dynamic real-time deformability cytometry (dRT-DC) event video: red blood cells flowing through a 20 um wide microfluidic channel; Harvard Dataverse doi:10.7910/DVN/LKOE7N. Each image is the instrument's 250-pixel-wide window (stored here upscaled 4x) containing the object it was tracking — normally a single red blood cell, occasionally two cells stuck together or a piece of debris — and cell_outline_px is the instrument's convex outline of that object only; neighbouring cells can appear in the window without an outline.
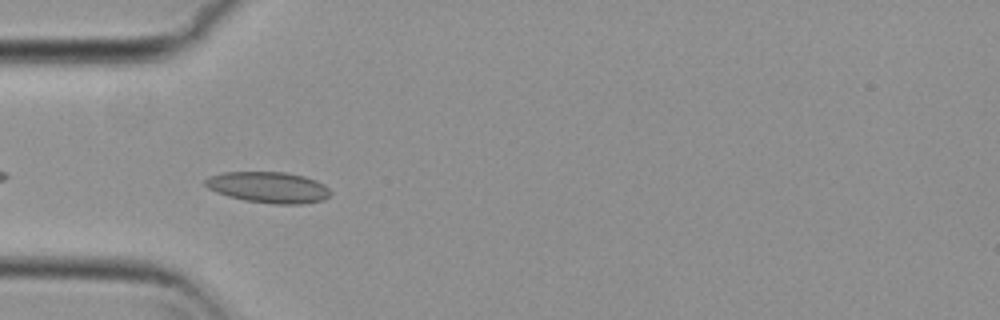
{"species": "common noctule bat (a hibernating species)", "species_latin": "Nyctalus noctula", "temperature_condition": "cold", "stored_images_in_passage": 41, "camera_frame_rate_fps": 3000, "um_per_image_px": 0.085, "animal": {"sex": "female", "body_mass_g": 29.2, "forearm_length_mm": 56.3}, "frame": {"image": 1, "passage_image": 3, "time_ms": 0.667, "image_size_px": [1000, 320], "cell_outline_px": [[332, 192], [324, 200], [300, 204], [276, 204], [244, 200], [228, 196], [216, 192], [208, 188], [204, 184], [204, 180], [208, 176], [224, 172], [284, 172], [304, 176], [316, 180], [324, 184]], "centroid_in_image_um": [22.81, 15.92], "position_along_channel_um": 62.2, "area_um2": 22.72}}
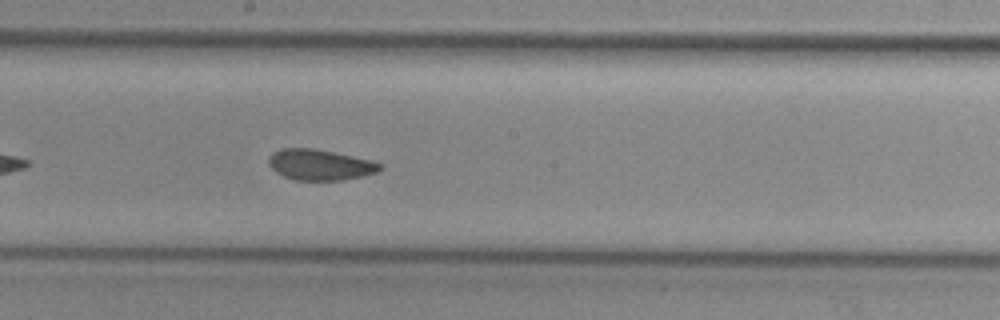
{"frame": {"image": 2, "passage_image": 16, "time_ms": 5.0, "image_size_px": [1000, 320], "cell_outline_px": [[384, 164], [376, 172], [364, 176], [344, 180], [296, 180], [284, 176], [276, 172], [268, 164], [268, 156], [272, 152], [284, 148], [312, 148], [372, 160]], "centroid_in_image_um": [27.19, 14.01], "position_along_channel_um": 221.0, "area_um2": 19.94}}
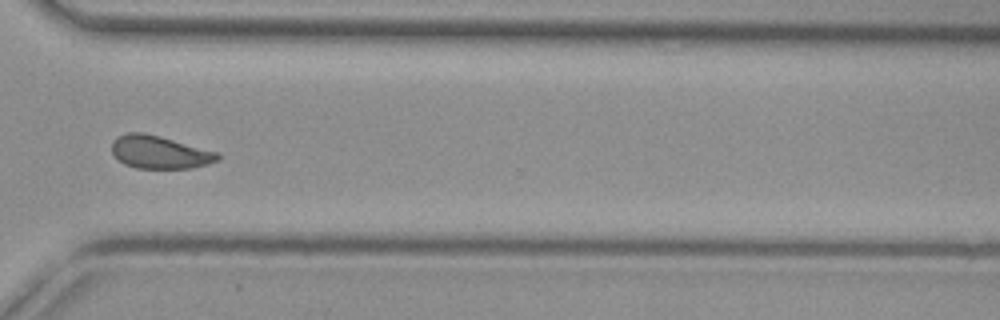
{"frame": {"image": 3, "passage_image": 27, "time_ms": 8.667, "image_size_px": [1000, 320], "cell_outline_px": [[220, 160], [208, 164], [192, 168], [136, 168], [124, 164], [112, 152], [112, 140], [116, 136], [128, 132], [144, 132], [160, 136], [220, 152]], "centroid_in_image_um": [13.59, 12.92], "position_along_channel_um": 357.0, "area_um2": 20.52}, "authors_computed_cell_mechanics": {"area_um2": 20.4034, "velocity_mm_per_s": 3.7034, "shape_relaxation_time_tau1_ms": null, "shape_relaxation_time_tau2_ms": 2.5991, "deformation_change_tau1": null, "deformation_change_tau2": 0.0715}}